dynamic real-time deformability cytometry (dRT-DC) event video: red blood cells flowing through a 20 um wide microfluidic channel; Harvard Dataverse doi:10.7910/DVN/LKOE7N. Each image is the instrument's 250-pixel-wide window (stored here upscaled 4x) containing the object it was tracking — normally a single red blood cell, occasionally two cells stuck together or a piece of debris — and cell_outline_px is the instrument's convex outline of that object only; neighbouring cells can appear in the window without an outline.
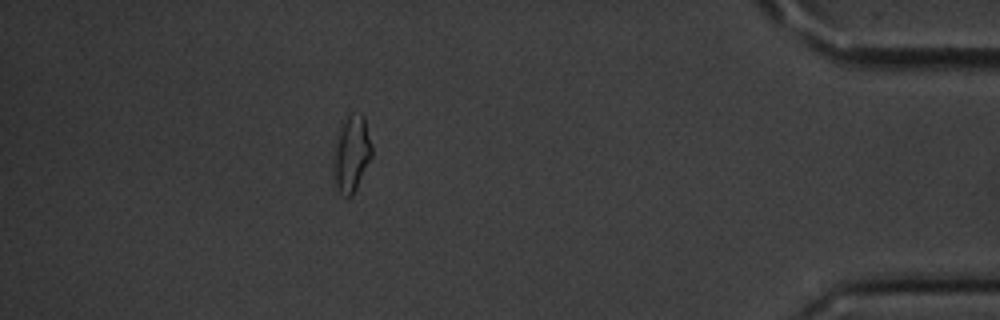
{"species": "common noctule bat (a hibernating species)", "species_latin": "Nyctalus noctula", "temperature_condition": "cold", "stored_images_in_passage": 16, "segment_of_instrument_passage": [2, 2], "camera_frame_rate_fps": 3000, "um_per_image_px": 0.085, "animal": {"sex": "male", "body_mass_g": 20.1, "forearm_length_mm": 53.5}, "frame": {"image": 1, "passage_image": 16, "time_ms": 5.0, "image_size_px": [1000, 320], "cell_outline_px": [[372, 156], [352, 196], [344, 196], [340, 192], [336, 184], [332, 160], [332, 152], [340, 120], [348, 112], [360, 112], [364, 116], [372, 144]], "centroid_in_image_um": [29.85, 12.94], "position_along_channel_um": 405.4, "area_um2": 17.69}}